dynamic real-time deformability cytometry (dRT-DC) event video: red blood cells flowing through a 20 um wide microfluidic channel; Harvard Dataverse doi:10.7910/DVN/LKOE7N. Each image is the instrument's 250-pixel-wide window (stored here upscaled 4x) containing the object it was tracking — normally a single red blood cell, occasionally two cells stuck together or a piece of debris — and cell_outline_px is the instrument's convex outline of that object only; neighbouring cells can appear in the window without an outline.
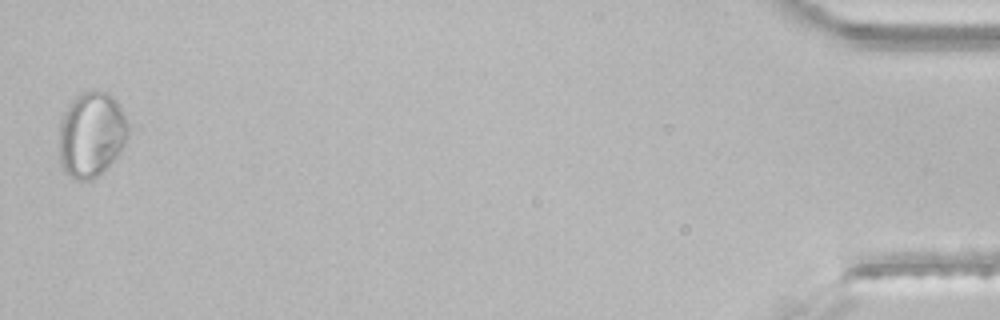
{"species": "common noctule bat (a hibernating species)", "species_latin": "Nyctalus noctula", "temperature_condition": "room temperature", "stored_images_in_passage": 43, "segment_of_instrument_passage": [2, 2], "camera_frame_rate_fps": 3000, "um_per_image_px": 0.085, "animal": {"sex": "male", "body_mass_g": 21.5, "forearm_length_mm": 52.0}, "frame": {"image": 1, "passage_image": 43, "time_ms": 14.0, "image_size_px": [1000, 320], "cell_outline_px": [[128, 136], [120, 152], [92, 180], [76, 180], [68, 176], [64, 172], [60, 164], [60, 120], [68, 104], [76, 96], [84, 92], [108, 92], [116, 100], [128, 124]], "centroid_in_image_um": [7.74, 11.44], "position_along_channel_um": 427.5, "area_um2": 33.99}}